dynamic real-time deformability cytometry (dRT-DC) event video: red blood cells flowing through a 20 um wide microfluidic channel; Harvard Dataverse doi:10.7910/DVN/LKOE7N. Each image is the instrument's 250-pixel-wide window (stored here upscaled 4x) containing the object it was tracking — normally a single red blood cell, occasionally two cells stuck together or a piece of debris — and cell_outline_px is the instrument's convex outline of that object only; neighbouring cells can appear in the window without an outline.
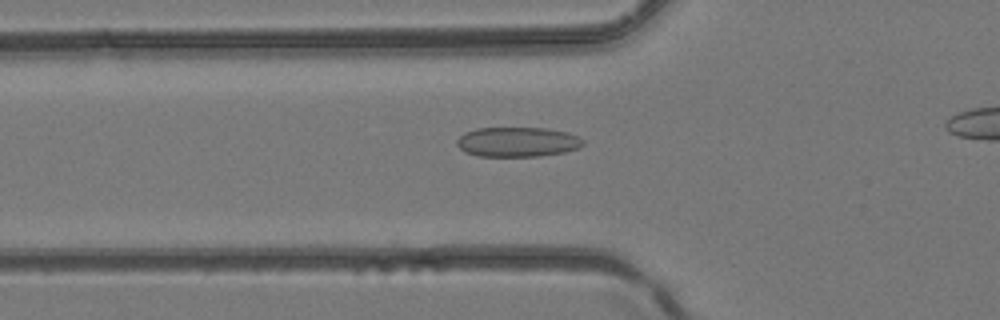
{"species": "common noctule bat (a hibernating species)", "species_latin": "Nyctalus noctula", "temperature_condition": "room temperature", "stored_images_in_passage": 28, "camera_frame_rate_fps": 3000, "um_per_image_px": 0.085, "animal": {"sex": "female", "body_mass_g": 24.6, "forearm_length_mm": 56.2}, "frame": {"image": 1, "passage_image": 8, "time_ms": 2.333, "image_size_px": [1000, 320], "cell_outline_px": [[584, 144], [580, 148], [564, 152], [536, 156], [476, 156], [464, 152], [456, 144], [456, 140], [464, 132], [476, 128], [544, 128], [568, 132], [584, 140]], "centroid_in_image_um": [43.96, 12.06], "position_along_channel_um": 81.8, "area_um2": 21.96}}
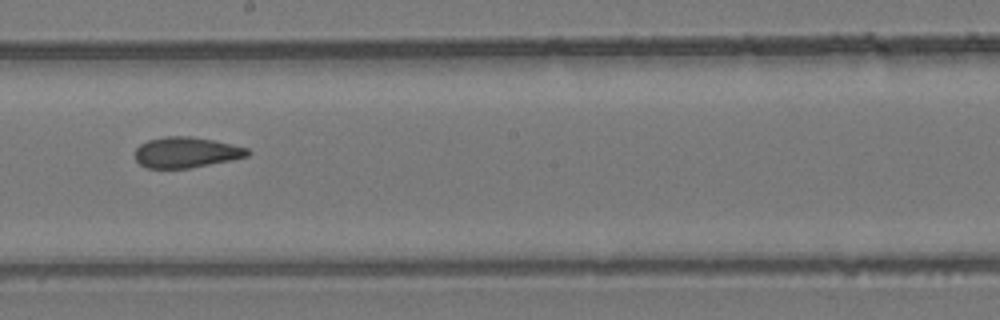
{"frame": {"image": 2, "passage_image": 17, "time_ms": 5.333, "image_size_px": [1000, 320], "cell_outline_px": [[252, 152], [248, 156], [232, 160], [188, 168], [148, 168], [140, 164], [136, 160], [136, 148], [140, 144], [148, 140], [164, 136], [192, 136], [232, 144], [248, 148]], "centroid_in_image_um": [15.85, 12.94], "position_along_channel_um": 232.4, "area_um2": 20.11}}
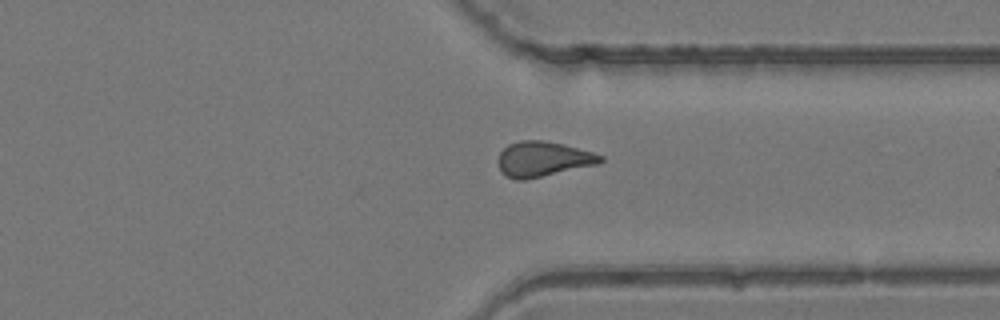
{"frame": {"image": 3, "passage_image": 25, "time_ms": 8.0, "image_size_px": [1000, 320], "cell_outline_px": [[604, 160], [600, 164], [524, 180], [516, 180], [500, 172], [500, 152], [508, 144], [520, 140], [544, 140], [564, 144], [592, 152], [604, 156]], "centroid_in_image_um": [46.2, 13.51], "position_along_channel_um": 365.2, "area_um2": 20.92}}